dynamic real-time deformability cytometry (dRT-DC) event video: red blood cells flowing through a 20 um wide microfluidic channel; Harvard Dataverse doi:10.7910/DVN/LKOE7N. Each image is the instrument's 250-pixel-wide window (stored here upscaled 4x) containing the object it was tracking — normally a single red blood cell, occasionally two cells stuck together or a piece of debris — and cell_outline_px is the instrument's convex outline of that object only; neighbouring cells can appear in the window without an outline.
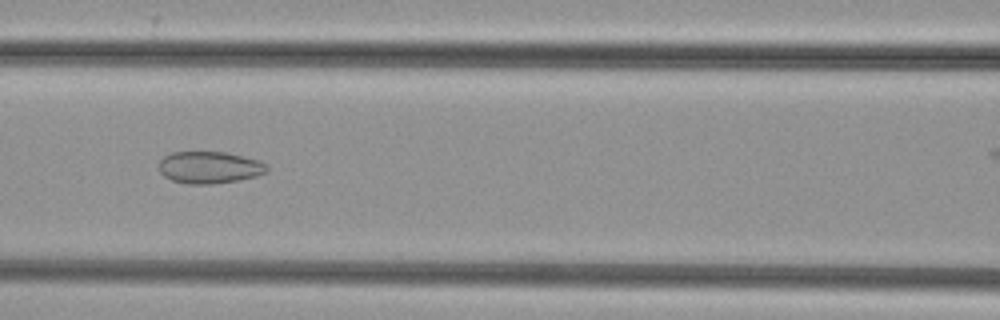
{"species": "common noctule bat (a hibernating species)", "species_latin": "Nyctalus noctula", "temperature_condition": "cold", "stored_images_in_passage": 47, "camera_frame_rate_fps": 3000, "um_per_image_px": 0.085, "animal": {"sex": "female", "body_mass_g": 29.2, "forearm_length_mm": 56.3}, "frame": {"image": 1, "passage_image": 24, "time_ms": 7.667, "image_size_px": [1000, 320], "cell_outline_px": [[268, 172], [256, 176], [240, 180], [212, 184], [188, 184], [172, 180], [164, 176], [160, 172], [160, 160], [164, 156], [172, 152], [224, 152], [260, 160], [268, 164]], "centroid_in_image_um": [17.84, 14.23], "position_along_channel_um": 148.8, "area_um2": 20.23}}
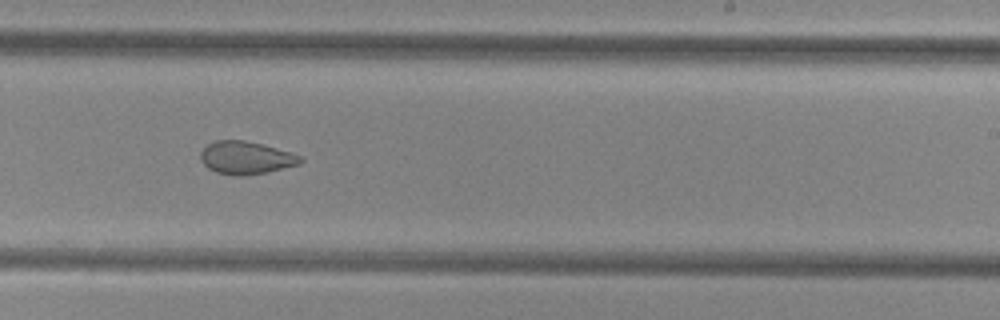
{"frame": {"image": 2, "passage_image": 33, "time_ms": 10.667, "image_size_px": [1000, 320], "cell_outline_px": [[304, 160], [300, 164], [268, 172], [240, 176], [236, 176], [216, 172], [208, 168], [200, 160], [200, 152], [208, 144], [216, 140], [244, 140], [292, 152], [304, 156]], "centroid_in_image_um": [20.93, 13.41], "position_along_channel_um": 268.1, "area_um2": 19.19}}
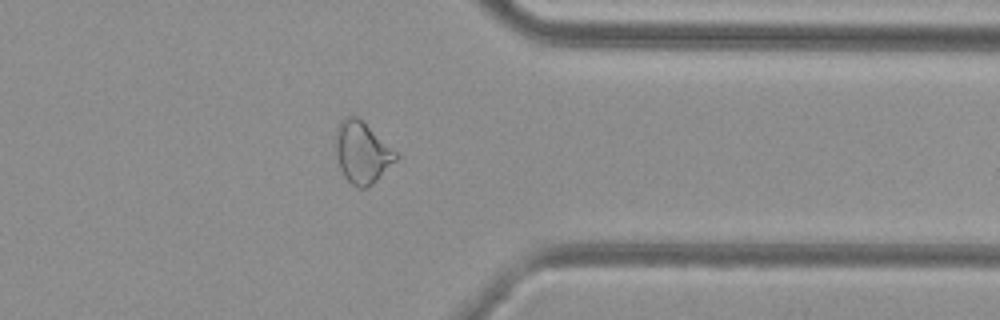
{"frame": {"image": 3, "passage_image": 42, "time_ms": 13.667, "image_size_px": [1000, 320], "cell_outline_px": [[400, 156], [372, 184], [364, 188], [356, 188], [344, 176], [340, 168], [332, 144], [336, 128], [340, 120], [344, 116], [356, 116], [396, 152]], "centroid_in_image_um": [30.7, 12.95], "position_along_channel_um": 380.7, "area_um2": 21.62}}